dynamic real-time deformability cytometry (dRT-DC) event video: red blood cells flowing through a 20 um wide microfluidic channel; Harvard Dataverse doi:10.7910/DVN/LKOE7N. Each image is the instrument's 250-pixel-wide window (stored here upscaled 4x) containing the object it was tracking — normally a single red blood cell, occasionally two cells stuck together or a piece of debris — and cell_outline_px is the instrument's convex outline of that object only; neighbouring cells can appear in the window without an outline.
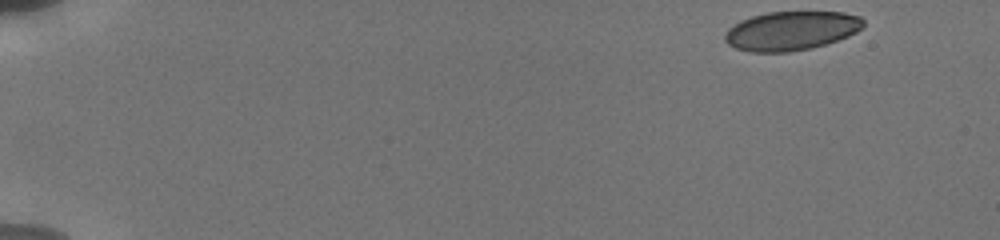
{"species": "human", "species_latin": "Homo sapiens", "temperature_condition": "cold", "stored_images_in_passage": 16, "camera_frame_rate_fps": 3000, "um_per_image_px": 0.085, "donor": {"sex": "male"}, "frame": {"image": 1, "passage_image": 1, "time_ms": 0.0, "image_size_px": [1000, 240], "cell_outline_px": [[864, 24], [856, 32], [848, 36], [812, 48], [788, 52], [748, 52], [736, 48], [728, 44], [724, 40], [724, 32], [728, 28], [740, 20], [752, 16], [768, 12], [844, 12], [860, 16], [864, 20]], "centroid_in_image_um": [67.22, 2.61], "position_along_channel_um": 17.8, "area_um2": 31.56}}
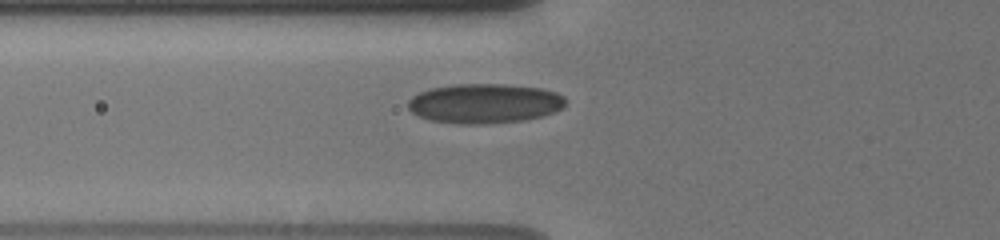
{"frame": {"image": 2, "passage_image": 14, "time_ms": 5.667, "image_size_px": [1000, 240], "cell_outline_px": [[564, 108], [556, 112], [544, 116], [524, 120], [488, 124], [460, 124], [428, 120], [412, 112], [408, 108], [408, 100], [412, 96], [420, 92], [432, 88], [452, 84], [504, 84], [540, 88], [556, 92], [564, 96]], "centroid_in_image_um": [41.2, 8.8], "position_along_channel_um": 84.6, "area_um2": 36.65}}
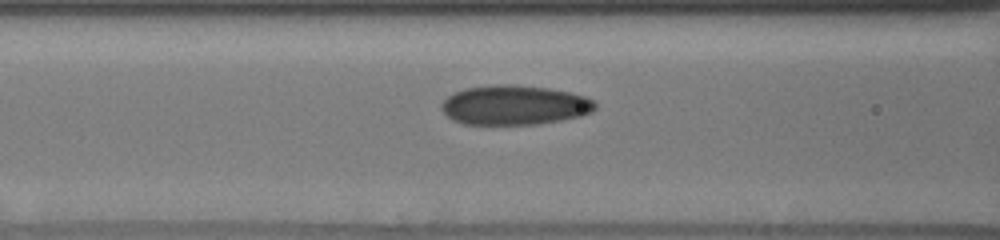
{"frame": {"image": 3, "passage_image": 16, "time_ms": 6.667, "image_size_px": [1000, 240], "cell_outline_px": [[596, 108], [592, 112], [580, 116], [540, 124], [464, 124], [452, 120], [440, 108], [440, 104], [448, 96], [464, 88], [496, 84], [508, 84], [548, 88], [568, 92], [584, 96], [592, 100], [596, 104]], "centroid_in_image_um": [43.71, 8.93], "position_along_channel_um": 122.9, "area_um2": 35.37}}